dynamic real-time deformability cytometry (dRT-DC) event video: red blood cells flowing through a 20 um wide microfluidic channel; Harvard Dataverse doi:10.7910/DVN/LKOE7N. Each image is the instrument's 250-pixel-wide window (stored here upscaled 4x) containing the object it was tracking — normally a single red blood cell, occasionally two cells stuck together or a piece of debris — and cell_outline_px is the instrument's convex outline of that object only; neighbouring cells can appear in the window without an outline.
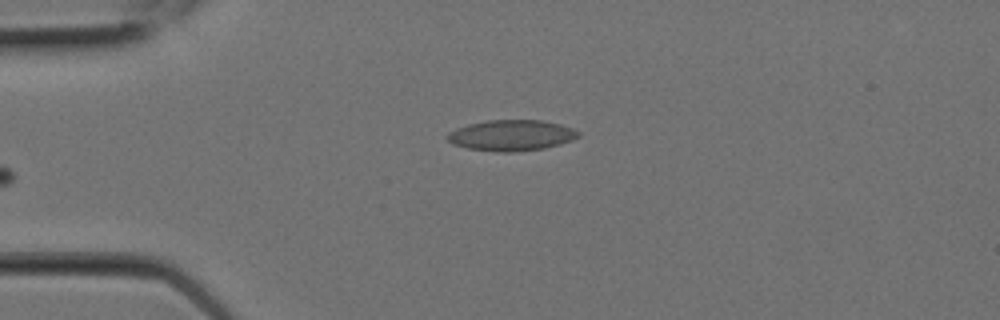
{"species": "Egyptian fruit bat (a non-hibernating species)", "species_latin": "Rousettus aegyptiacus", "temperature_condition": "room temperature", "stored_images_in_passage": 7, "camera_frame_rate_fps": 3000, "um_per_image_px": 0.085, "animal": {"sex": "female"}, "frame": {"image": 1, "passage_image": 7, "time_ms": 2.0, "image_size_px": [1000, 320], "cell_outline_px": [[580, 136], [572, 140], [560, 144], [544, 148], [516, 152], [496, 152], [468, 148], [452, 144], [448, 140], [448, 132], [456, 128], [468, 124], [488, 120], [544, 120], [560, 124], [572, 128], [580, 132]], "centroid_in_image_um": [43.48, 11.5], "position_along_channel_um": 41.5, "area_um2": 23.64}}